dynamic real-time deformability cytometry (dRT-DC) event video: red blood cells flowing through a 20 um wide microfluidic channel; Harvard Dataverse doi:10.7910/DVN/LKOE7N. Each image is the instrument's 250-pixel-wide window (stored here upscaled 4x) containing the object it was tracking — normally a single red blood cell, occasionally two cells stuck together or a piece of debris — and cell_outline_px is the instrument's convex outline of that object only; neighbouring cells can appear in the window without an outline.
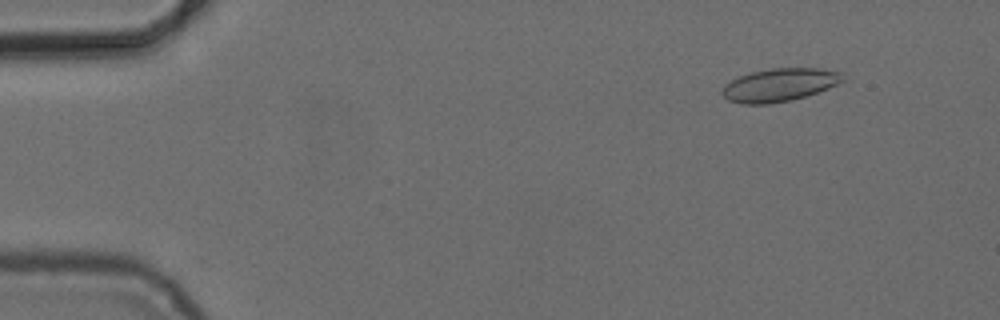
{"species": "common noctule bat (a hibernating species)", "species_latin": "Nyctalus noctula", "temperature_condition": "cold", "stored_images_in_passage": 6, "camera_frame_rate_fps": 3000, "um_per_image_px": 0.085, "animal": {"sex": "female", "body_mass_g": 24.6, "forearm_length_mm": 56.2}, "frame": {"image": 1, "passage_image": 2, "time_ms": 1.0, "image_size_px": [1000, 320], "cell_outline_px": [[844, 80], [828, 88], [792, 100], [768, 104], [744, 104], [728, 100], [720, 92], [724, 84], [740, 76], [752, 72], [772, 68], [820, 68], [844, 72]], "centroid_in_image_um": [66.26, 7.21], "position_along_channel_um": 18.7, "area_um2": 23.18}}
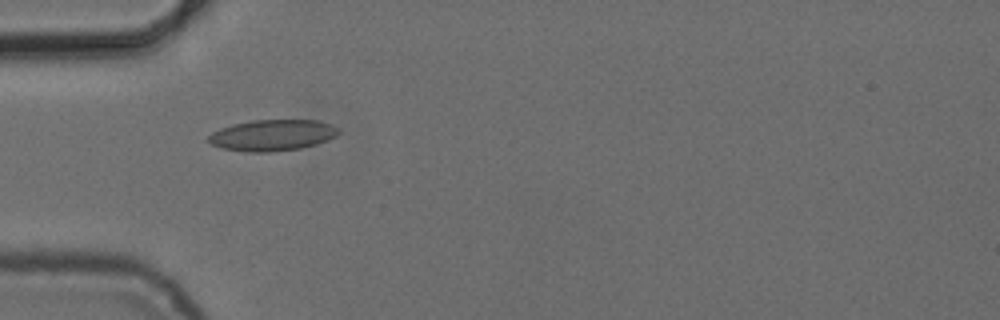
{"frame": {"image": 2, "passage_image": 5, "time_ms": 4.667, "image_size_px": [1000, 320], "cell_outline_px": [[340, 132], [336, 136], [328, 140], [316, 144], [300, 148], [272, 152], [248, 152], [220, 148], [212, 144], [208, 140], [208, 136], [212, 132], [220, 128], [232, 124], [252, 120], [316, 120], [332, 124], [340, 128]], "centroid_in_image_um": [23.16, 11.49], "position_along_channel_um": 61.8, "area_um2": 23.81}}
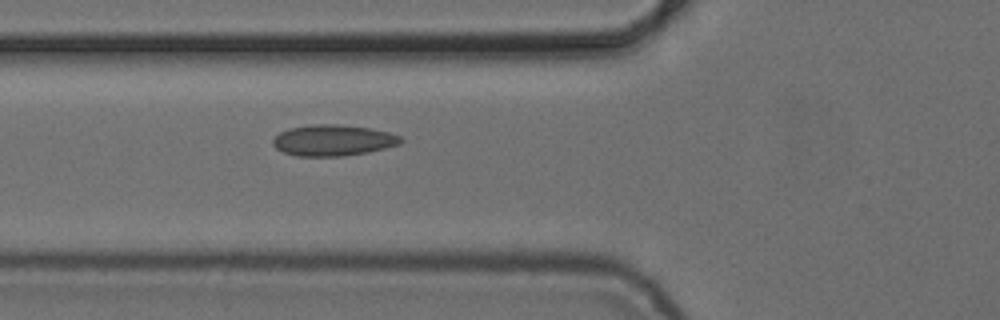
{"frame": {"image": 3, "passage_image": 6, "time_ms": 5.667, "image_size_px": [1000, 320], "cell_outline_px": [[404, 140], [400, 144], [368, 152], [344, 156], [296, 156], [284, 152], [276, 148], [272, 144], [272, 140], [280, 132], [288, 128], [316, 124], [336, 124], [372, 128], [388, 132], [400, 136]], "centroid_in_image_um": [28.31, 11.92], "position_along_channel_um": 97.5, "area_um2": 23.18}}